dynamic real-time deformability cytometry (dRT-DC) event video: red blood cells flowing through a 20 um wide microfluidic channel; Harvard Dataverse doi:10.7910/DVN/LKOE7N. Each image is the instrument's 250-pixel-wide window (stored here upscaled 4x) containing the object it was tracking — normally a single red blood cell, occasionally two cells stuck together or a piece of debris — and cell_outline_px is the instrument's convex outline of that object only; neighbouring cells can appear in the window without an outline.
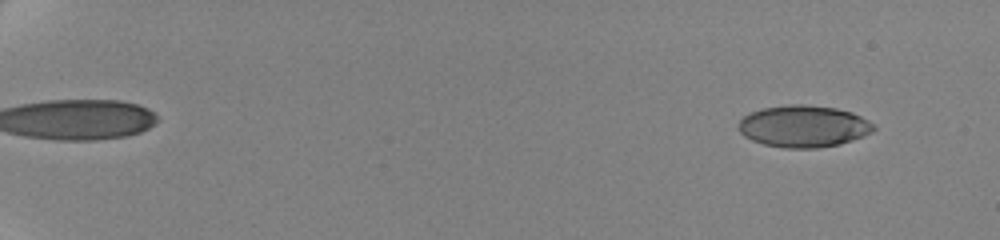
{"species": "human", "species_latin": "Homo sapiens", "temperature_condition": "cold", "stored_images_in_passage": 72, "camera_frame_rate_fps": 3000, "um_per_image_px": 0.085, "donor": {"sex": "female"}, "frame": {"image": 1, "passage_image": 1, "time_ms": 0.0, "image_size_px": [1000, 240], "cell_outline_px": [[876, 128], [872, 132], [864, 136], [840, 144], [816, 148], [784, 148], [764, 144], [752, 140], [744, 136], [740, 132], [740, 120], [744, 116], [752, 112], [764, 108], [788, 104], [804, 104], [836, 108], [852, 112], [876, 124]], "centroid_in_image_um": [68.35, 10.73], "position_along_channel_um": 16.7, "area_um2": 32.95}}
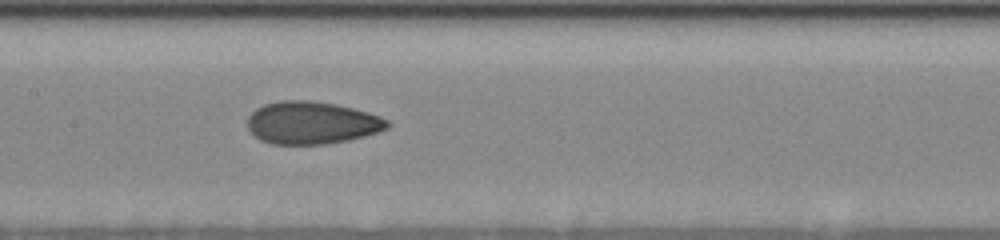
{"frame": {"image": 2, "passage_image": 33, "time_ms": 9.667, "image_size_px": [1000, 240], "cell_outline_px": [[392, 124], [388, 128], [364, 136], [348, 140], [328, 144], [272, 144], [260, 140], [248, 128], [248, 116], [256, 108], [264, 104], [280, 100], [312, 100], [336, 104], [368, 112], [380, 116], [388, 120]], "centroid_in_image_um": [26.51, 10.43], "position_along_channel_um": 180.9, "area_um2": 34.8}}
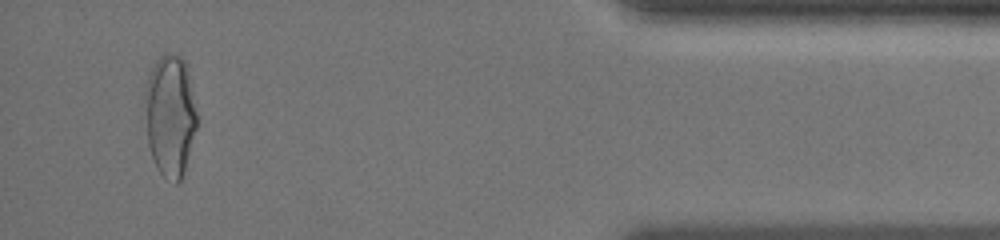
{"frame": {"image": 3, "passage_image": 70, "time_ms": 17.667, "image_size_px": [1000, 240], "cell_outline_px": [[196, 128], [184, 172], [180, 180], [176, 184], [164, 176], [156, 168], [152, 160], [148, 144], [144, 96], [144, 88], [152, 64], [160, 56], [168, 52], [180, 56], [188, 64], [196, 112]], "centroid_in_image_um": [14.45, 9.77], "position_along_channel_um": 420.8, "area_um2": 37.28}, "authors_computed_cell_mechanics": {"area_um2": 33.6396, "velocity_mm_per_s": 3.5292, "shape_relaxation_time_tau1_ms": 7.371, "shape_relaxation_time_tau2_ms": 1.2497, "deformation_change_tau1": 0.1685, "deformation_change_tau2": 0.0611}}